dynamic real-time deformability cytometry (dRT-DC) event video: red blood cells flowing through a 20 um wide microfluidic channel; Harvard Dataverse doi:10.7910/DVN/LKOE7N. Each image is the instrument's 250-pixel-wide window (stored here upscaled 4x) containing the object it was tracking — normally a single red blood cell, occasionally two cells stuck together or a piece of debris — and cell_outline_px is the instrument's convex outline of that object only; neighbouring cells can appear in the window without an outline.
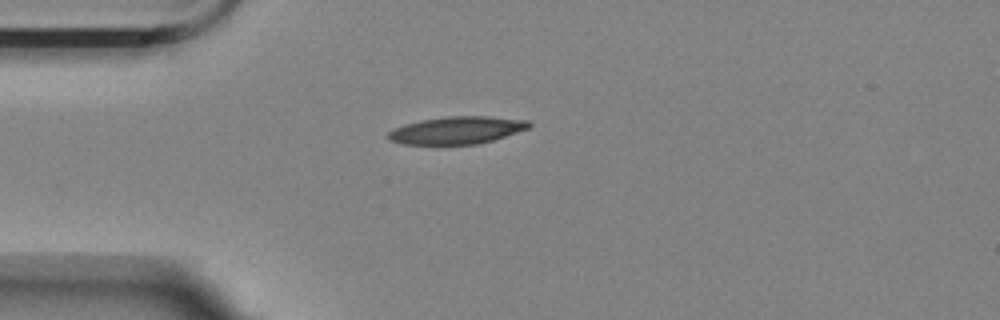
{"species": "Egyptian fruit bat (a non-hibernating species)", "species_latin": "Rousettus aegyptiacus", "temperature_condition": "room temperature", "stored_images_in_passage": 43, "camera_frame_rate_fps": 3000, "um_per_image_px": 0.085, "animal": {"sex": "female"}, "frame": {"image": 1, "passage_image": 1, "time_ms": 0.0, "image_size_px": [1000, 320], "cell_outline_px": [[532, 124], [528, 128], [480, 144], [404, 144], [388, 140], [388, 132], [392, 128], [404, 124], [420, 120], [444, 116], [488, 116], [528, 120]], "centroid_in_image_um": [38.79, 11.06], "position_along_channel_um": 46.2, "area_um2": 22.54}}
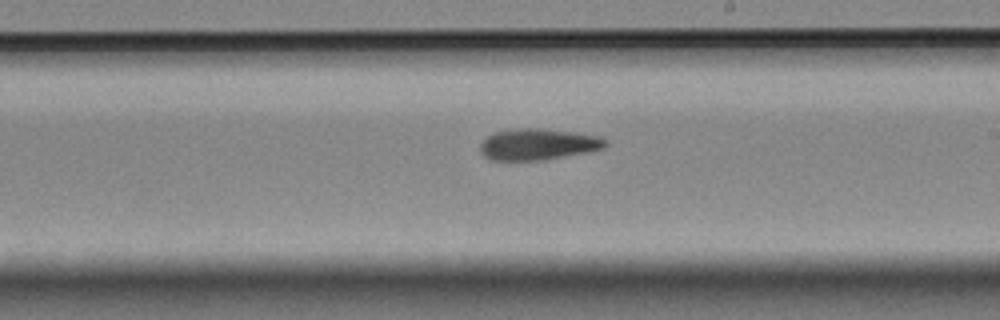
{"frame": {"image": 2, "passage_image": 19, "time_ms": 6.0, "image_size_px": [1000, 320], "cell_outline_px": [[608, 144], [604, 148], [592, 152], [544, 160], [492, 160], [484, 156], [480, 152], [480, 144], [488, 136], [496, 132], [520, 128], [540, 128], [576, 132], [600, 136], [608, 140]], "centroid_in_image_um": [45.81, 12.27], "position_along_channel_um": 243.2, "area_um2": 23.12}}
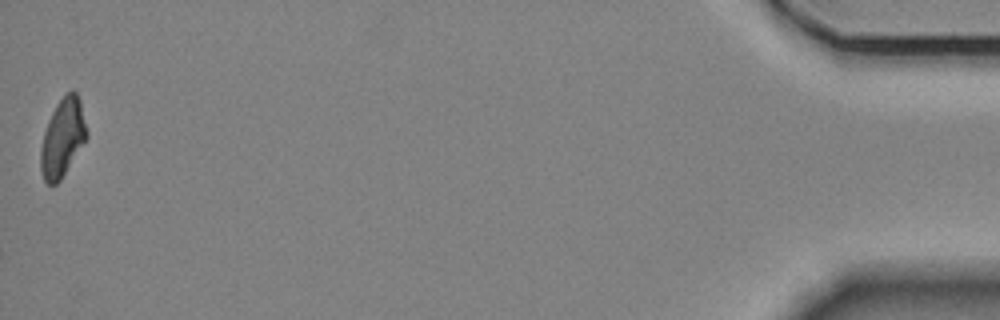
{"frame": {"image": 3, "passage_image": 43, "time_ms": 14.0, "image_size_px": [1000, 320], "cell_outline_px": [[88, 136], [60, 180], [56, 184], [48, 184], [44, 180], [40, 168], [40, 152], [44, 132], [48, 120], [56, 104], [64, 92], [72, 88], [76, 92], [80, 100], [88, 132]], "centroid_in_image_um": [5.32, 11.65], "position_along_channel_um": 429.9, "area_um2": 20.98}}